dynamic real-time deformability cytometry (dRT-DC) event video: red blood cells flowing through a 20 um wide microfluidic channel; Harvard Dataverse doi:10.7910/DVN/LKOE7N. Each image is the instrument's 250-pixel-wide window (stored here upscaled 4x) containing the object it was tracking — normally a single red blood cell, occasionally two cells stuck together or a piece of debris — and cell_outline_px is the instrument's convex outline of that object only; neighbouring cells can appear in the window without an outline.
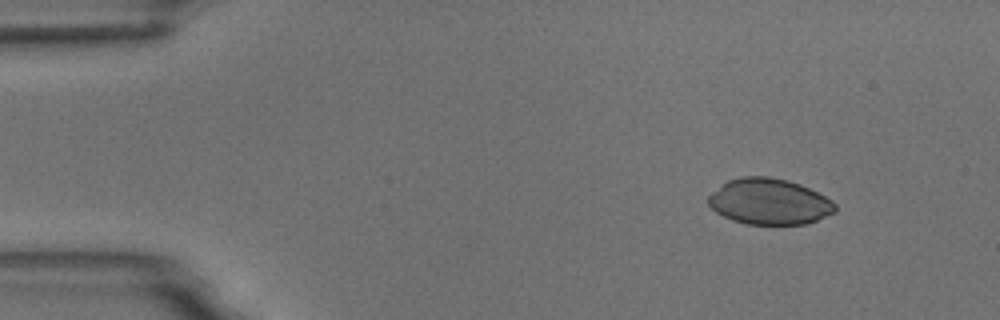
{"species": "common noctule bat (a hibernating species)", "species_latin": "Nyctalus noctula", "temperature_condition": "room temperature", "stored_images_in_passage": 3, "camera_frame_rate_fps": 3000, "um_per_image_px": 0.085, "animal": {"sex": "male", "body_mass_g": 18.8}, "frame": {"image": 1, "passage_image": 1, "time_ms": 0.0, "image_size_px": [1000, 320], "cell_outline_px": [[836, 212], [808, 224], [748, 224], [732, 220], [716, 212], [708, 204], [708, 196], [712, 192], [728, 180], [740, 176], [768, 176], [788, 180], [800, 184], [832, 200], [836, 204]], "centroid_in_image_um": [65.4, 17.13], "position_along_channel_um": 19.6, "area_um2": 33.99}}